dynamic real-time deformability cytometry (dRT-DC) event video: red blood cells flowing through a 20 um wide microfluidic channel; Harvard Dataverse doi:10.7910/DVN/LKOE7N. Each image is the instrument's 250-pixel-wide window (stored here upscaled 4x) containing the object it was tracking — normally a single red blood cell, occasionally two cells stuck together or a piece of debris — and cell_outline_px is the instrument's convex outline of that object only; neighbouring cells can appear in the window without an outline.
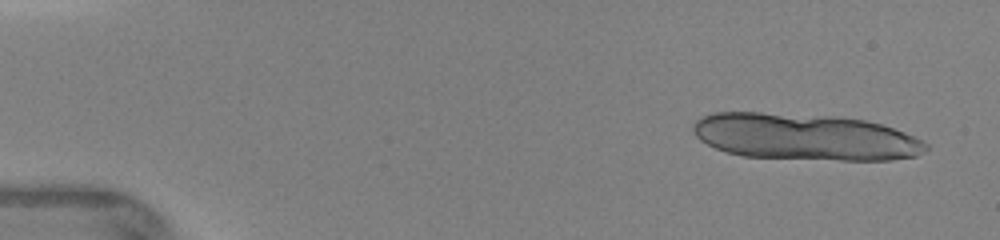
{"species": "human", "species_latin": "Homo sapiens", "temperature_condition": "warm", "stored_images_in_passage": 8, "camera_frame_rate_fps": 3000, "um_per_image_px": 0.085, "donor": {"sex": "female"}, "frame": {"image": 1, "passage_image": 1, "time_ms": 0.0, "image_size_px": [1000, 240], "cell_outline_px": [[928, 148], [916, 156], [892, 160], [840, 160], [744, 156], [728, 152], [716, 148], [700, 140], [696, 136], [692, 128], [692, 124], [700, 116], [716, 112], [760, 112], [836, 116], [864, 120], [880, 124], [904, 132], [924, 140], [928, 144]], "centroid_in_image_um": [68.42, 11.63], "position_along_channel_um": 16.6, "area_um2": 63.29}}